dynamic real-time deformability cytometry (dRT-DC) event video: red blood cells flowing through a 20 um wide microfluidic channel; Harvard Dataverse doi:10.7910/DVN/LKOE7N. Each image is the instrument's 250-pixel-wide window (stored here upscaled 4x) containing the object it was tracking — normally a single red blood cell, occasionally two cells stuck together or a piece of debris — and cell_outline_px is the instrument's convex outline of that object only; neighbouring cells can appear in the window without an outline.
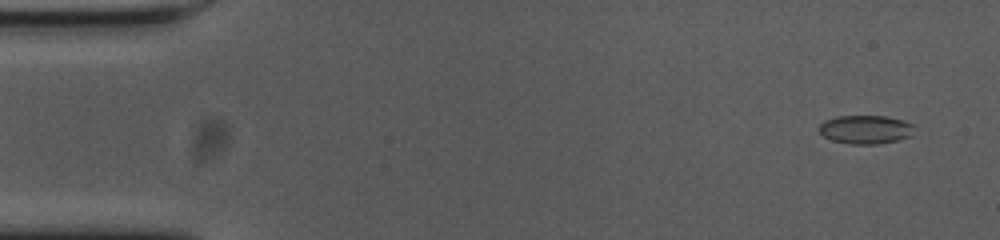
{"species": "common noctule bat (a hibernating species)", "species_latin": "Nyctalus noctula", "temperature_condition": "cold", "stored_images_in_passage": 51, "camera_frame_rate_fps": 3000, "um_per_image_px": 0.085, "animal": {"sex": "female", "body_mass_g": 23.0, "forearm_length_mm": 53.4}, "frame": {"image": 1, "passage_image": 3, "time_ms": 0.667, "image_size_px": [1000, 240], "cell_outline_px": [[912, 136], [900, 140], [880, 144], [848, 144], [832, 140], [824, 136], [816, 128], [824, 120], [836, 116], [888, 116], [912, 124]], "centroid_in_image_um": [73.54, 11.01], "position_along_channel_um": 11.5, "area_um2": 16.01}}
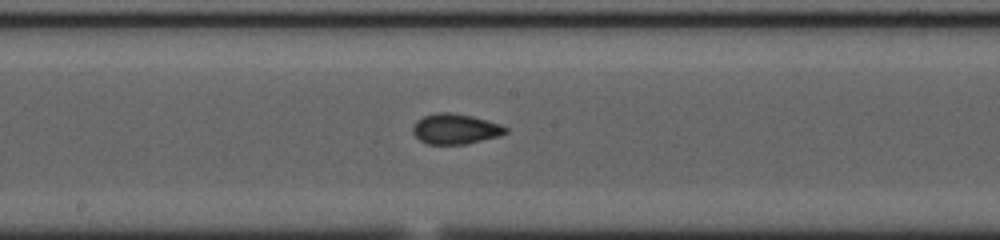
{"frame": {"image": 2, "passage_image": 29, "time_ms": 9.333, "image_size_px": [1000, 240], "cell_outline_px": [[508, 132], [500, 136], [464, 144], [428, 144], [420, 140], [412, 132], [412, 124], [416, 120], [424, 116], [436, 112], [452, 112], [472, 116], [500, 124], [508, 128]], "centroid_in_image_um": [38.69, 10.95], "position_along_channel_um": 209.5, "area_um2": 16.47}}
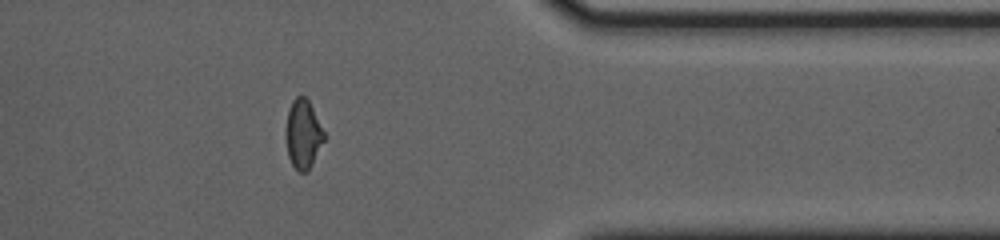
{"frame": {"image": 3, "passage_image": 45, "time_ms": 14.667, "image_size_px": [1000, 240], "cell_outline_px": [[324, 140], [312, 164], [304, 172], [300, 172], [292, 164], [288, 156], [284, 132], [288, 108], [292, 100], [296, 96], [304, 96], [308, 100], [324, 132]], "centroid_in_image_um": [25.72, 11.37], "position_along_channel_um": 385.7, "area_um2": 15.26}}